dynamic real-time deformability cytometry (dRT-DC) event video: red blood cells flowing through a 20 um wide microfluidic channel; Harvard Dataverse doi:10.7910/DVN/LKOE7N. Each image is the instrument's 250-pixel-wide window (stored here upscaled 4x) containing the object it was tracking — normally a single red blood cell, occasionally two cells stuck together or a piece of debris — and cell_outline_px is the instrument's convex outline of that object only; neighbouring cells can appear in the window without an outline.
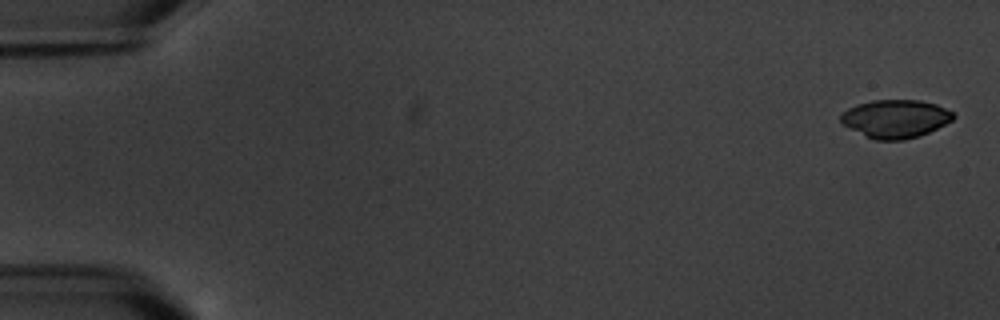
{"species": "common noctule bat (a hibernating species)", "species_latin": "Nyctalus noctula", "temperature_condition": "warm", "stored_images_in_passage": 5, "camera_frame_rate_fps": 3000, "um_per_image_px": 0.085, "animal": {"sex": "male", "body_mass_g": 20.1, "forearm_length_mm": 53.5}, "frame": {"image": 1, "passage_image": 1, "time_ms": 0.0, "image_size_px": [1000, 320], "cell_outline_px": [[956, 116], [952, 120], [920, 136], [904, 140], [876, 140], [844, 124], [840, 120], [840, 116], [848, 108], [856, 104], [872, 100], [920, 100], [936, 104], [952, 112]], "centroid_in_image_um": [76.13, 10.08], "position_along_channel_um": 8.9, "area_um2": 24.68}}
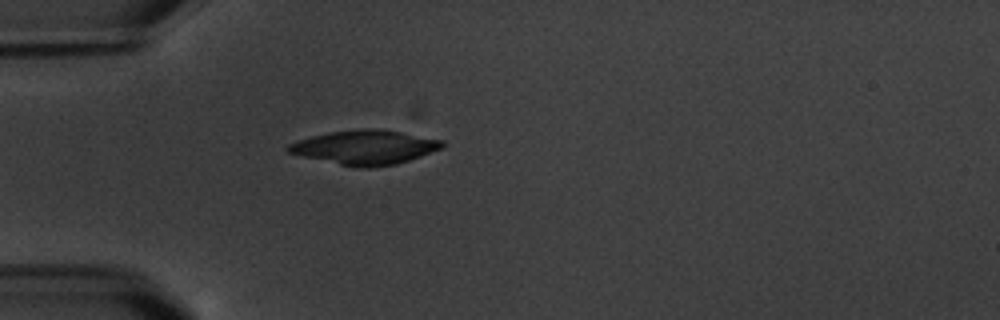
{"frame": {"image": 2, "passage_image": 5, "time_ms": 5.333, "image_size_px": [1000, 320], "cell_outline_px": [[444, 148], [396, 164], [372, 168], [356, 168], [304, 156], [288, 152], [284, 148], [288, 144], [296, 140], [328, 132], [360, 128], [380, 128], [444, 140]], "centroid_in_image_um": [31.03, 12.51], "position_along_channel_um": 54.0, "area_um2": 30.92}}